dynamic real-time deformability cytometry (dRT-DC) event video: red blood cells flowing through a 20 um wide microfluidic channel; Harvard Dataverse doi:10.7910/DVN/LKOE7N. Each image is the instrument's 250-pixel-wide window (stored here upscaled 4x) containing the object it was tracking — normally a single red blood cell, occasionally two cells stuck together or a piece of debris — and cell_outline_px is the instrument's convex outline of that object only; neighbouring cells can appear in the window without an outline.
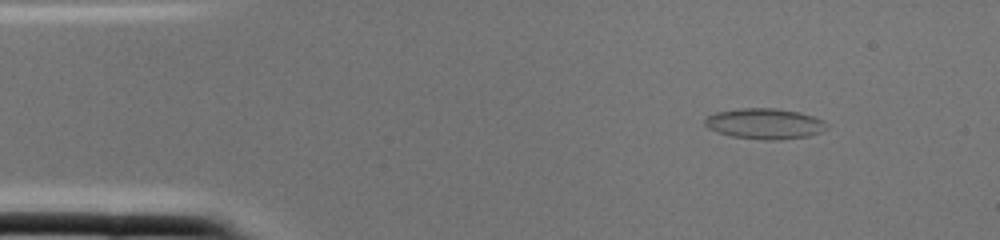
{"species": "common noctule bat (a hibernating species)", "species_latin": "Nyctalus noctula", "temperature_condition": "cold", "stored_images_in_passage": 1, "camera_frame_rate_fps": 3000, "um_per_image_px": 0.085, "animal": {"sex": "female", "body_mass_g": 22.0, "forearm_length_mm": 56.7}, "frame": {"image": 1, "passage_image": 1, "time_ms": 0.0, "image_size_px": [1000, 240], "cell_outline_px": [[828, 128], [820, 132], [808, 136], [780, 140], [764, 140], [732, 136], [716, 132], [708, 128], [704, 124], [704, 120], [708, 116], [716, 112], [740, 108], [776, 108], [800, 112], [824, 120], [828, 124]], "centroid_in_image_um": [65.01, 10.51], "position_along_channel_um": 20.0, "area_um2": 21.91}}